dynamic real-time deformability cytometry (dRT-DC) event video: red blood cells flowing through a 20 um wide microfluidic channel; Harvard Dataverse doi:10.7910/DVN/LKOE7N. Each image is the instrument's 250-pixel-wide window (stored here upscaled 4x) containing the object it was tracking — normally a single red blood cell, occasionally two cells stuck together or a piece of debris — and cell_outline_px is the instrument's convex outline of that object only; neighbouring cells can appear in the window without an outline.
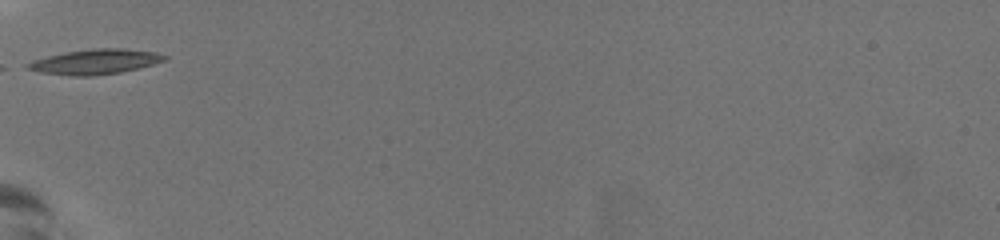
{"species": "common noctule bat (a hibernating species)", "species_latin": "Nyctalus noctula", "temperature_condition": "warm", "stored_images_in_passage": 28, "camera_frame_rate_fps": 3000, "um_per_image_px": 0.085, "animal": {"sex": "female", "body_mass_g": 19.5, "forearm_length_mm": 54.1}, "frame": {"image": 1, "passage_image": 1, "time_ms": 0.0, "image_size_px": [1000, 240], "cell_outline_px": [[168, 60], [140, 68], [120, 72], [92, 76], [68, 76], [40, 72], [24, 68], [24, 64], [32, 60], [64, 52], [92, 48], [124, 48], [156, 52], [168, 56]], "centroid_in_image_um": [8.09, 5.24], "position_along_channel_um": 76.9, "area_um2": 20.29}, "authors_computed_cell_mechanics": {"area_um2": 18.496, "velocity_mm_per_s": 3.7973, "shape_relaxation_time_tau1_ms": 2.9843, "shape_relaxation_time_tau2_ms": 3.6503, "deformation_change_tau1": 0.1331, "deformation_change_tau2": 0.0914}}